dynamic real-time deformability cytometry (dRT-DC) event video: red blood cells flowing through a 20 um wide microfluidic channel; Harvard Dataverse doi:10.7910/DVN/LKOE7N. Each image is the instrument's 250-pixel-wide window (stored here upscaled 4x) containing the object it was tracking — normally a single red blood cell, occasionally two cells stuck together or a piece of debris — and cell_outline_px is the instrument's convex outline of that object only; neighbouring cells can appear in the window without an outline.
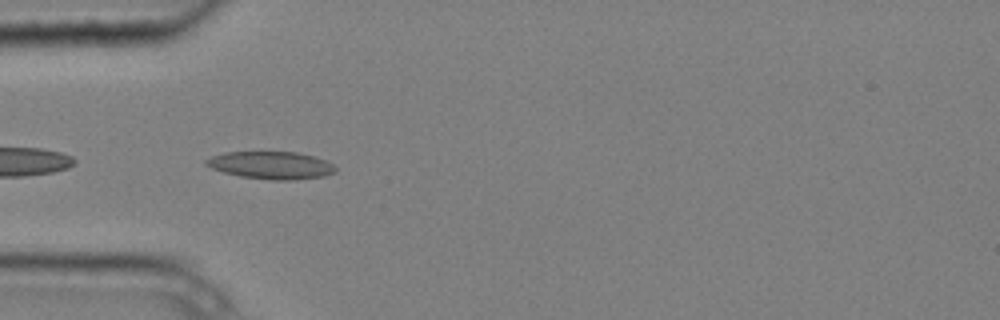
{"species": "common noctule bat (a hibernating species)", "species_latin": "Nyctalus noctula", "temperature_condition": "cold", "stored_images_in_passage": 5, "camera_frame_rate_fps": 3000, "um_per_image_px": 0.085, "animal": {"sex": "male", "body_mass_g": 20.4}, "frame": {"image": 1, "passage_image": 4, "time_ms": 1.0, "image_size_px": [1000, 320], "cell_outline_px": [[336, 172], [324, 176], [292, 180], [272, 180], [240, 176], [224, 172], [212, 168], [204, 164], [204, 160], [212, 156], [224, 152], [296, 152], [312, 156], [324, 160], [332, 164], [336, 168]], "centroid_in_image_um": [23.02, 14.05], "position_along_channel_um": 62.0, "area_um2": 20.63}}